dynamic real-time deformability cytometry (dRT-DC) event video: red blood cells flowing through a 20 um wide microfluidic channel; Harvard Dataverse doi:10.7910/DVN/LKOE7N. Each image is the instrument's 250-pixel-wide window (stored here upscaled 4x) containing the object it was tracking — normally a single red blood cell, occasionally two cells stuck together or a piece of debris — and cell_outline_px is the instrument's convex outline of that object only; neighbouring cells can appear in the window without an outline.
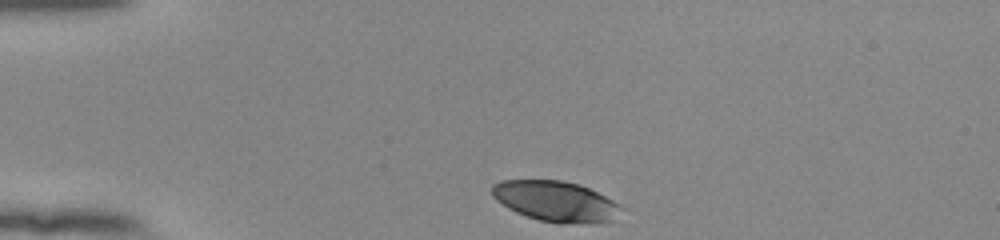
{"species": "human", "species_latin": "Homo sapiens", "temperature_condition": "room temperature", "stored_images_in_passage": 34, "camera_frame_rate_fps": 3000, "um_per_image_px": 0.085, "donor": {"sex": "female"}, "frame": {"image": 1, "passage_image": 1, "time_ms": 0.0, "image_size_px": [1000, 240], "cell_outline_px": [[624, 208], [612, 220], [592, 224], [560, 224], [540, 220], [516, 212], [508, 208], [496, 200], [492, 196], [492, 184], [500, 180], [560, 180], [580, 184], [620, 204]], "centroid_in_image_um": [47.24, 17.12], "position_along_channel_um": 37.8, "area_um2": 30.63}}
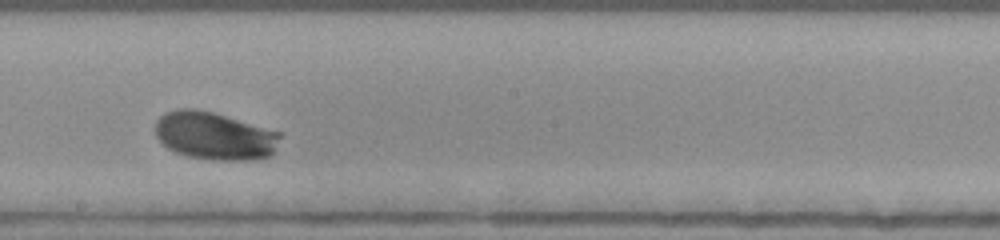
{"frame": {"image": 2, "passage_image": 20, "time_ms": 6.333, "image_size_px": [1000, 240], "cell_outline_px": [[280, 136], [272, 152], [268, 156], [256, 160], [208, 160], [188, 156], [176, 152], [168, 148], [156, 136], [156, 120], [164, 112], [180, 108], [192, 108], [216, 112], [280, 132]], "centroid_in_image_um": [18.21, 11.53], "position_along_channel_um": 230.0, "area_um2": 34.85}}
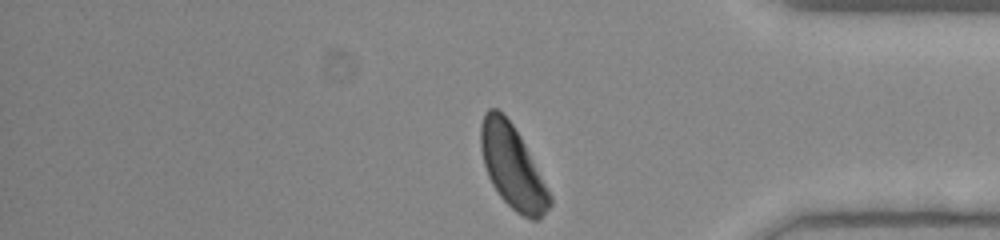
{"frame": {"image": 3, "passage_image": 34, "time_ms": 11.0, "image_size_px": [1000, 240], "cell_outline_px": [[552, 204], [536, 220], [532, 220], [516, 212], [500, 196], [492, 184], [488, 176], [484, 164], [480, 148], [480, 124], [484, 112], [488, 108], [496, 108], [512, 124], [520, 136], [552, 196]], "centroid_in_image_um": [43.53, 14.17], "position_along_channel_um": 391.7, "area_um2": 32.89}, "authors_computed_cell_mechanics": {"area_um2": 33.2639, "velocity_mm_per_s": 3.8134, "shape_relaxation_time_tau1_ms": 1.6703, "shape_relaxation_time_tau2_ms": null, "deformation_change_tau1": 0.1269, "deformation_change_tau2": null}}